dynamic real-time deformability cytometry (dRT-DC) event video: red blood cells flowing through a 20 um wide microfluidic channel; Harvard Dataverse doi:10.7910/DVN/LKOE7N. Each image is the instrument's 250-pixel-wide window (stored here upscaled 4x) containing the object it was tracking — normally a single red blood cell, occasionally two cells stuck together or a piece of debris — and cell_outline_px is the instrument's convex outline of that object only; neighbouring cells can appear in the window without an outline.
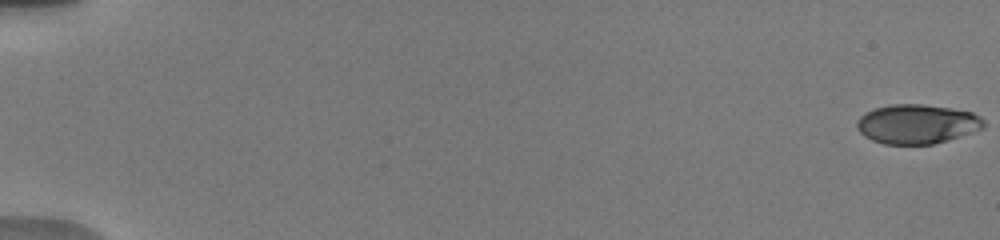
{"species": "human", "species_latin": "Homo sapiens", "temperature_condition": "warm", "stored_images_in_passage": 23, "camera_frame_rate_fps": 3000, "um_per_image_px": 0.085, "donor": {"sex": "male"}, "frame": {"image": 1, "passage_image": 1, "time_ms": 0.0, "image_size_px": [1000, 240], "cell_outline_px": [[984, 128], [948, 140], [932, 144], [884, 144], [872, 140], [864, 136], [856, 128], [856, 120], [864, 112], [876, 108], [892, 104], [920, 104], [948, 108], [972, 112], [980, 116], [984, 120]], "centroid_in_image_um": [77.91, 10.54], "position_along_channel_um": 7.1, "area_um2": 29.07}}
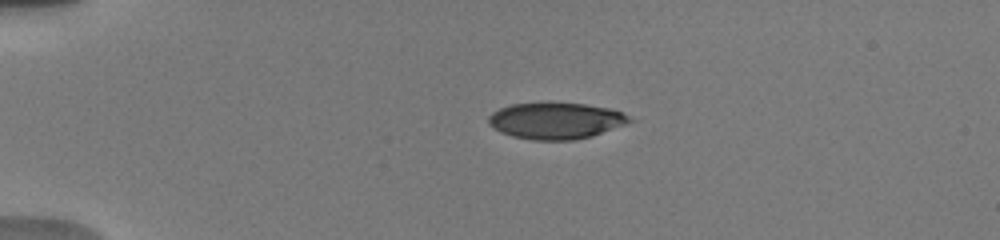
{"frame": {"image": 2, "passage_image": 16, "time_ms": 4.333, "image_size_px": [1000, 240], "cell_outline_px": [[636, 120], [628, 124], [592, 136], [576, 140], [532, 140], [512, 136], [500, 132], [488, 124], [488, 116], [492, 112], [500, 108], [512, 104], [584, 104], [608, 108], [620, 112]], "centroid_in_image_um": [47.26, 10.29], "position_along_channel_um": 37.7, "area_um2": 29.71}}